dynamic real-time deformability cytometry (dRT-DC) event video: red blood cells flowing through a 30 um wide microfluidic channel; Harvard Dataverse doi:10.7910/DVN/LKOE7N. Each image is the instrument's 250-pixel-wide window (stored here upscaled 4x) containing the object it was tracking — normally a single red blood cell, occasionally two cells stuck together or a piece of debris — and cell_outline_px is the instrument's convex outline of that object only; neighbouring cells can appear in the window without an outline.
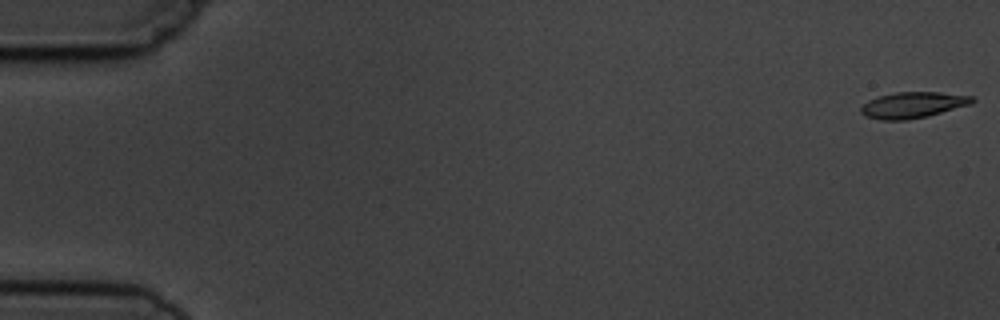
{"species": "common noctule bat (a hibernating species)", "species_latin": "Nyctalus noctula", "temperature_condition": "cold", "stored_images_in_passage": 6, "camera_frame_rate_fps": 3000, "um_per_image_px": 0.085, "animal": {"sex": "male", "body_mass_g": 19.5, "forearm_length_mm": 54.6}, "frame": {"image": 1, "passage_image": 1, "time_ms": 0.0, "image_size_px": [1000, 320], "cell_outline_px": [[976, 100], [972, 104], [928, 116], [904, 120], [880, 120], [864, 116], [860, 112], [860, 108], [868, 100], [880, 96], [896, 92], [940, 92], [976, 96]], "centroid_in_image_um": [77.63, 8.92], "position_along_channel_um": 7.4, "area_um2": 17.05}}
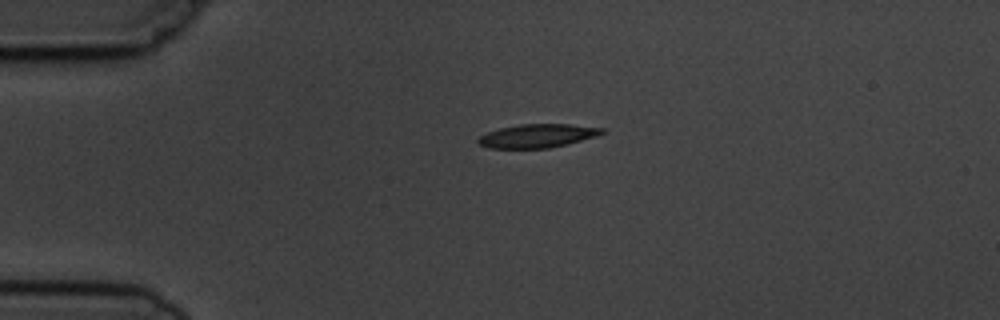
{"frame": {"image": 2, "passage_image": 4, "time_ms": 4.0, "image_size_px": [1000, 320], "cell_outline_px": [[604, 132], [596, 136], [568, 144], [548, 148], [488, 148], [480, 144], [476, 140], [480, 136], [488, 132], [500, 128], [520, 124], [568, 124], [604, 128]], "centroid_in_image_um": [45.67, 11.54], "position_along_channel_um": 39.3, "area_um2": 16.88}}
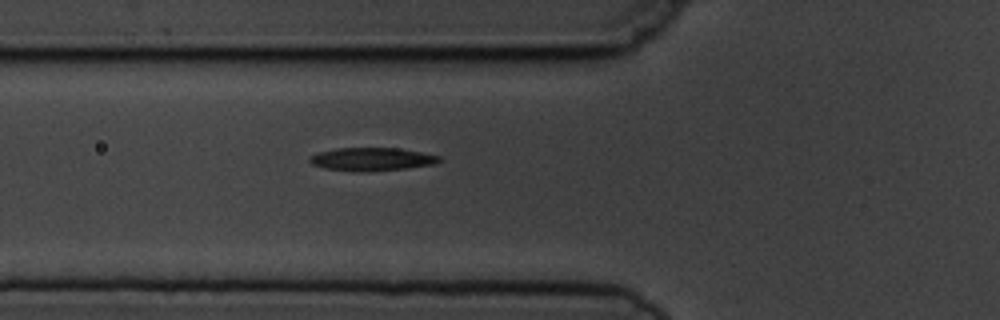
{"frame": {"image": 3, "passage_image": 6, "time_ms": 6.333, "image_size_px": [1000, 320], "cell_outline_px": [[444, 160], [432, 164], [408, 168], [364, 172], [360, 172], [324, 168], [312, 164], [308, 160], [308, 156], [316, 152], [336, 148], [396, 148], [420, 152], [440, 156]], "centroid_in_image_um": [31.56, 13.53], "position_along_channel_um": 94.2, "area_um2": 17.57}}